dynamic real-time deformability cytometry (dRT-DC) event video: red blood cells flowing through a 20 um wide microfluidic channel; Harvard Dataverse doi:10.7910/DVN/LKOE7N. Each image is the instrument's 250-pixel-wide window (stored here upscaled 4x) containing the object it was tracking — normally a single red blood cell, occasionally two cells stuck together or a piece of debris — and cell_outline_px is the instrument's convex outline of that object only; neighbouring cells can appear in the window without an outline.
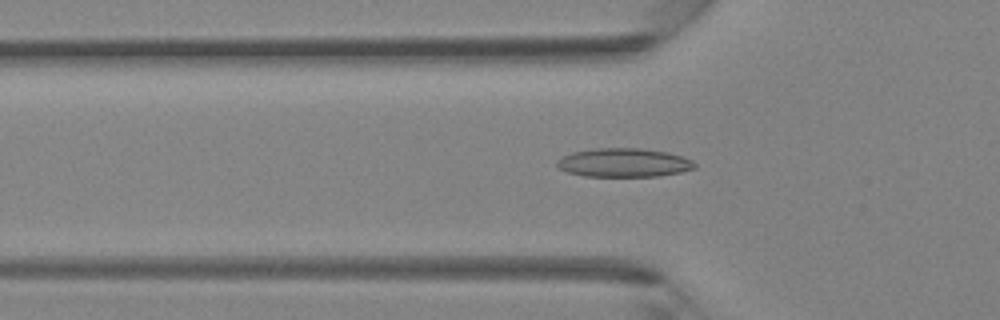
{"species": "Egyptian fruit bat (a non-hibernating species)", "species_latin": "Rousettus aegyptiacus", "temperature_condition": "room temperature", "stored_images_in_passage": 38, "camera_frame_rate_fps": 3000, "um_per_image_px": 0.085, "animal": {"sex": "female"}, "frame": {"image": 1, "passage_image": 10, "time_ms": 3.0, "image_size_px": [1000, 320], "cell_outline_px": [[696, 168], [680, 172], [660, 176], [584, 176], [568, 172], [556, 168], [556, 160], [572, 152], [596, 148], [640, 148], [668, 152], [692, 160], [696, 164]], "centroid_in_image_um": [53.01, 13.82], "position_along_channel_um": 72.8, "area_um2": 23.12}}
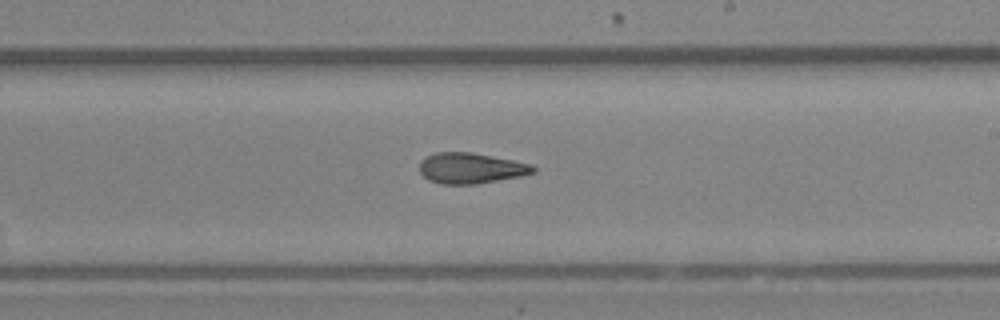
{"frame": {"image": 2, "passage_image": 21, "time_ms": 6.667, "image_size_px": [1000, 320], "cell_outline_px": [[536, 172], [520, 176], [476, 184], [440, 184], [428, 180], [420, 172], [420, 160], [436, 152], [472, 152], [532, 164], [536, 168]], "centroid_in_image_um": [40.02, 14.29], "position_along_channel_um": 249.0, "area_um2": 20.29}}
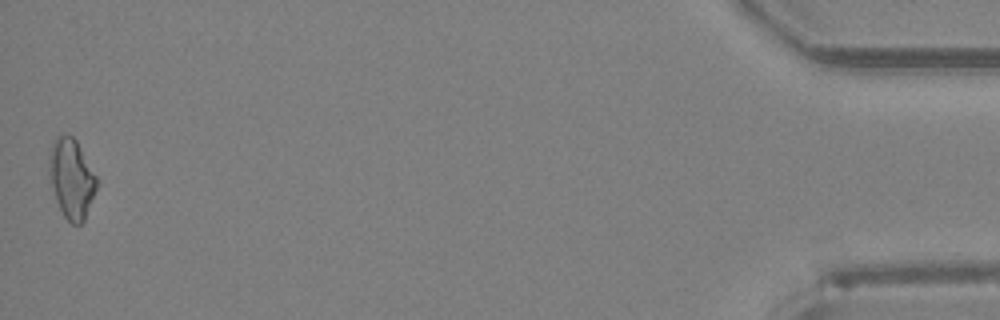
{"frame": {"image": 3, "passage_image": 38, "time_ms": 12.333, "image_size_px": [1000, 320], "cell_outline_px": [[100, 184], [84, 220], [80, 224], [72, 224], [64, 216], [56, 200], [52, 188], [48, 172], [48, 156], [52, 144], [56, 136], [72, 136], [76, 140], [100, 180]], "centroid_in_image_um": [6.11, 15.18], "position_along_channel_um": 429.1, "area_um2": 22.43}}